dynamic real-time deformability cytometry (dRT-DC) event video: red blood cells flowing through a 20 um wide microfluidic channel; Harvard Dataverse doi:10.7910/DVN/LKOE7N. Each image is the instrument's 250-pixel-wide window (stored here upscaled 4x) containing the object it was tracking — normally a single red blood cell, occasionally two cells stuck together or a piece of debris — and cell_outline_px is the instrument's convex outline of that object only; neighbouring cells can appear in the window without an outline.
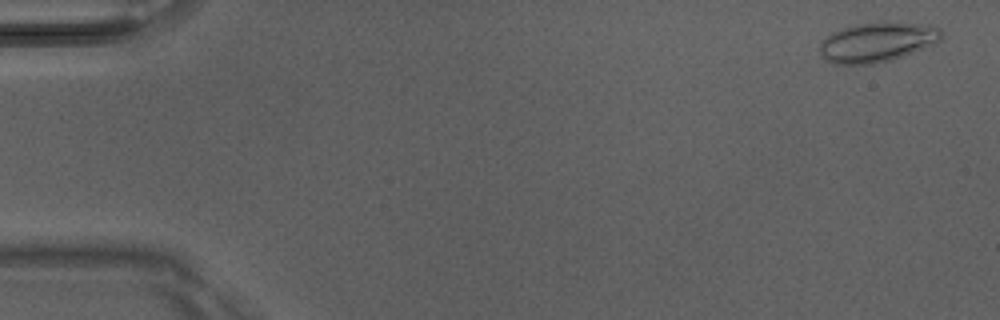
{"species": "Egyptian fruit bat (a non-hibernating species)", "species_latin": "Rousettus aegyptiacus", "temperature_condition": "room temperature", "stored_images_in_passage": 50, "camera_frame_rate_fps": 3000, "um_per_image_px": 0.085, "animal": {"sex": "male"}, "frame": {"image": 1, "passage_image": 2, "time_ms": 0.333, "image_size_px": [1000, 320], "cell_outline_px": [[944, 36], [940, 40], [932, 44], [892, 60], [872, 64], [836, 64], [824, 60], [820, 56], [820, 44], [832, 32], [852, 24], [884, 20], [928, 24], [940, 28]], "centroid_in_image_um": [74.56, 3.55], "position_along_channel_um": 10.4, "area_um2": 28.61}}
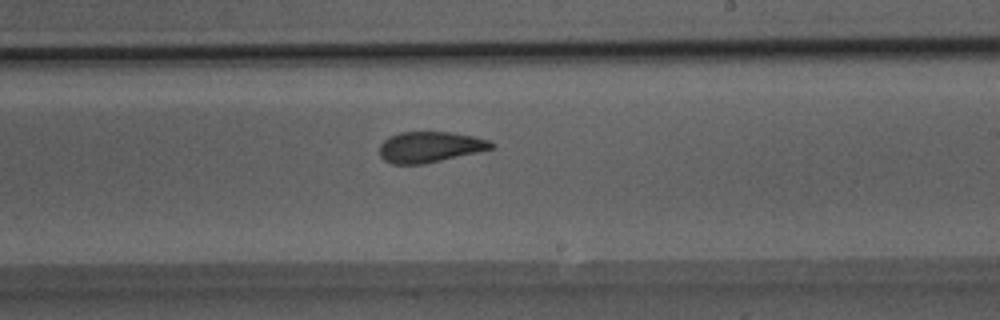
{"frame": {"image": 2, "passage_image": 30, "time_ms": 9.667, "image_size_px": [1000, 320], "cell_outline_px": [[496, 148], [424, 164], [392, 164], [384, 160], [380, 156], [380, 144], [388, 136], [400, 132], [452, 132], [472, 136], [488, 140], [496, 144]], "centroid_in_image_um": [36.55, 12.49], "position_along_channel_um": 252.5, "area_um2": 20.17}}
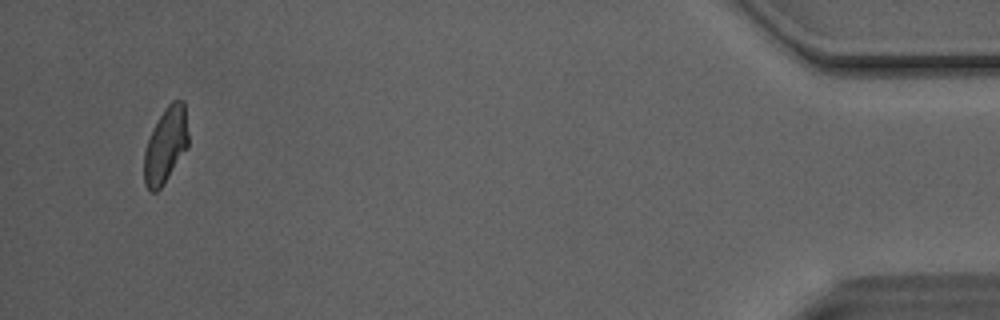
{"frame": {"image": 3, "passage_image": 48, "time_ms": 15.667, "image_size_px": [1000, 320], "cell_outline_px": [[188, 148], [164, 184], [156, 192], [148, 192], [144, 184], [144, 152], [148, 140], [160, 116], [168, 104], [172, 100], [184, 100], [188, 132]], "centroid_in_image_um": [14.09, 12.38], "position_along_channel_um": 421.1, "area_um2": 19.54}, "authors_computed_cell_mechanics": {"area_um2": 21.2415, "velocity_mm_per_s": 4.1184, "shape_relaxation_time_tau1_ms": 7.6147, "shape_relaxation_time_tau2_ms": 1.638, "deformation_change_tau1": 0.1675, "deformation_change_tau2": 0.074}}